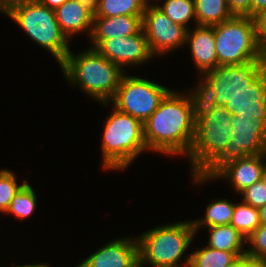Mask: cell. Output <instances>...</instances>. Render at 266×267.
<instances>
[{
    "mask_svg": "<svg viewBox=\"0 0 266 267\" xmlns=\"http://www.w3.org/2000/svg\"><path fill=\"white\" fill-rule=\"evenodd\" d=\"M186 94L171 89L144 122L148 151L168 156L188 155L194 139L195 121L192 103Z\"/></svg>",
    "mask_w": 266,
    "mask_h": 267,
    "instance_id": "1",
    "label": "cell"
},
{
    "mask_svg": "<svg viewBox=\"0 0 266 267\" xmlns=\"http://www.w3.org/2000/svg\"><path fill=\"white\" fill-rule=\"evenodd\" d=\"M60 67L67 82L104 106L110 104L124 75V70L92 47L78 55L69 51Z\"/></svg>",
    "mask_w": 266,
    "mask_h": 267,
    "instance_id": "2",
    "label": "cell"
},
{
    "mask_svg": "<svg viewBox=\"0 0 266 267\" xmlns=\"http://www.w3.org/2000/svg\"><path fill=\"white\" fill-rule=\"evenodd\" d=\"M101 137L103 169L125 170L144 151V123L113 107Z\"/></svg>",
    "mask_w": 266,
    "mask_h": 267,
    "instance_id": "3",
    "label": "cell"
},
{
    "mask_svg": "<svg viewBox=\"0 0 266 267\" xmlns=\"http://www.w3.org/2000/svg\"><path fill=\"white\" fill-rule=\"evenodd\" d=\"M196 234L192 220L152 228L137 237L139 260L151 267H179ZM179 261V262H178Z\"/></svg>",
    "mask_w": 266,
    "mask_h": 267,
    "instance_id": "4",
    "label": "cell"
},
{
    "mask_svg": "<svg viewBox=\"0 0 266 267\" xmlns=\"http://www.w3.org/2000/svg\"><path fill=\"white\" fill-rule=\"evenodd\" d=\"M232 114L225 106L195 122V134L187 157L192 175H201L226 149L232 139Z\"/></svg>",
    "mask_w": 266,
    "mask_h": 267,
    "instance_id": "5",
    "label": "cell"
},
{
    "mask_svg": "<svg viewBox=\"0 0 266 267\" xmlns=\"http://www.w3.org/2000/svg\"><path fill=\"white\" fill-rule=\"evenodd\" d=\"M25 33L47 49L60 64L70 51L69 40L62 33L55 10L37 0L14 8L8 15Z\"/></svg>",
    "mask_w": 266,
    "mask_h": 267,
    "instance_id": "6",
    "label": "cell"
},
{
    "mask_svg": "<svg viewBox=\"0 0 266 267\" xmlns=\"http://www.w3.org/2000/svg\"><path fill=\"white\" fill-rule=\"evenodd\" d=\"M218 65H238L260 57L255 19L234 16L213 25Z\"/></svg>",
    "mask_w": 266,
    "mask_h": 267,
    "instance_id": "7",
    "label": "cell"
},
{
    "mask_svg": "<svg viewBox=\"0 0 266 267\" xmlns=\"http://www.w3.org/2000/svg\"><path fill=\"white\" fill-rule=\"evenodd\" d=\"M202 77L214 88L217 106H225L239 93L266 92V64L262 59L238 65H217Z\"/></svg>",
    "mask_w": 266,
    "mask_h": 267,
    "instance_id": "8",
    "label": "cell"
},
{
    "mask_svg": "<svg viewBox=\"0 0 266 267\" xmlns=\"http://www.w3.org/2000/svg\"><path fill=\"white\" fill-rule=\"evenodd\" d=\"M232 139L224 152L201 174L210 178L226 163L266 153V123L255 116L232 115Z\"/></svg>",
    "mask_w": 266,
    "mask_h": 267,
    "instance_id": "9",
    "label": "cell"
},
{
    "mask_svg": "<svg viewBox=\"0 0 266 267\" xmlns=\"http://www.w3.org/2000/svg\"><path fill=\"white\" fill-rule=\"evenodd\" d=\"M171 89L148 78L124 74L110 101L117 110L145 122Z\"/></svg>",
    "mask_w": 266,
    "mask_h": 267,
    "instance_id": "10",
    "label": "cell"
},
{
    "mask_svg": "<svg viewBox=\"0 0 266 267\" xmlns=\"http://www.w3.org/2000/svg\"><path fill=\"white\" fill-rule=\"evenodd\" d=\"M152 2L147 4L142 17V29L151 53L156 57V55H165L177 48H183L187 29L174 23L154 1Z\"/></svg>",
    "mask_w": 266,
    "mask_h": 267,
    "instance_id": "11",
    "label": "cell"
},
{
    "mask_svg": "<svg viewBox=\"0 0 266 267\" xmlns=\"http://www.w3.org/2000/svg\"><path fill=\"white\" fill-rule=\"evenodd\" d=\"M92 48L108 60L118 65L122 70L124 66L142 65L155 57L149 48L145 33L141 28L136 34L127 37H113L105 40H91Z\"/></svg>",
    "mask_w": 266,
    "mask_h": 267,
    "instance_id": "12",
    "label": "cell"
},
{
    "mask_svg": "<svg viewBox=\"0 0 266 267\" xmlns=\"http://www.w3.org/2000/svg\"><path fill=\"white\" fill-rule=\"evenodd\" d=\"M266 157L265 154L248 155L244 158L232 160L223 165L212 177L205 178L201 175H192L194 182L205 183L212 179H226L232 183L237 194L244 191L247 187L266 176Z\"/></svg>",
    "mask_w": 266,
    "mask_h": 267,
    "instance_id": "13",
    "label": "cell"
},
{
    "mask_svg": "<svg viewBox=\"0 0 266 267\" xmlns=\"http://www.w3.org/2000/svg\"><path fill=\"white\" fill-rule=\"evenodd\" d=\"M139 260L137 237L112 240L79 263L81 267H131Z\"/></svg>",
    "mask_w": 266,
    "mask_h": 267,
    "instance_id": "14",
    "label": "cell"
},
{
    "mask_svg": "<svg viewBox=\"0 0 266 267\" xmlns=\"http://www.w3.org/2000/svg\"><path fill=\"white\" fill-rule=\"evenodd\" d=\"M192 30V31H191ZM185 45H189L199 77L218 65L213 26L196 25L186 32Z\"/></svg>",
    "mask_w": 266,
    "mask_h": 267,
    "instance_id": "15",
    "label": "cell"
},
{
    "mask_svg": "<svg viewBox=\"0 0 266 267\" xmlns=\"http://www.w3.org/2000/svg\"><path fill=\"white\" fill-rule=\"evenodd\" d=\"M143 16L93 17L90 40H105L115 37H127L136 34L142 28Z\"/></svg>",
    "mask_w": 266,
    "mask_h": 267,
    "instance_id": "16",
    "label": "cell"
},
{
    "mask_svg": "<svg viewBox=\"0 0 266 267\" xmlns=\"http://www.w3.org/2000/svg\"><path fill=\"white\" fill-rule=\"evenodd\" d=\"M57 22L62 33L69 40L77 33L92 32L93 16L75 0H67L55 10Z\"/></svg>",
    "mask_w": 266,
    "mask_h": 267,
    "instance_id": "17",
    "label": "cell"
},
{
    "mask_svg": "<svg viewBox=\"0 0 266 267\" xmlns=\"http://www.w3.org/2000/svg\"><path fill=\"white\" fill-rule=\"evenodd\" d=\"M225 107L232 115L255 116L266 123V92L236 94Z\"/></svg>",
    "mask_w": 266,
    "mask_h": 267,
    "instance_id": "18",
    "label": "cell"
},
{
    "mask_svg": "<svg viewBox=\"0 0 266 267\" xmlns=\"http://www.w3.org/2000/svg\"><path fill=\"white\" fill-rule=\"evenodd\" d=\"M209 229L208 244L210 248L233 253H246V238L231 224L206 227Z\"/></svg>",
    "mask_w": 266,
    "mask_h": 267,
    "instance_id": "19",
    "label": "cell"
},
{
    "mask_svg": "<svg viewBox=\"0 0 266 267\" xmlns=\"http://www.w3.org/2000/svg\"><path fill=\"white\" fill-rule=\"evenodd\" d=\"M194 4L196 25L213 26L234 17L227 0H194Z\"/></svg>",
    "mask_w": 266,
    "mask_h": 267,
    "instance_id": "20",
    "label": "cell"
},
{
    "mask_svg": "<svg viewBox=\"0 0 266 267\" xmlns=\"http://www.w3.org/2000/svg\"><path fill=\"white\" fill-rule=\"evenodd\" d=\"M234 209L235 203L228 201V199H212L211 203L206 207L204 218L192 219L196 234L200 228L230 224Z\"/></svg>",
    "mask_w": 266,
    "mask_h": 267,
    "instance_id": "21",
    "label": "cell"
},
{
    "mask_svg": "<svg viewBox=\"0 0 266 267\" xmlns=\"http://www.w3.org/2000/svg\"><path fill=\"white\" fill-rule=\"evenodd\" d=\"M199 79L201 80L197 84V88L187 92L192 103L193 118L195 122L212 113L217 106V95L214 88L202 76Z\"/></svg>",
    "mask_w": 266,
    "mask_h": 267,
    "instance_id": "22",
    "label": "cell"
},
{
    "mask_svg": "<svg viewBox=\"0 0 266 267\" xmlns=\"http://www.w3.org/2000/svg\"><path fill=\"white\" fill-rule=\"evenodd\" d=\"M150 0H100L99 10L94 17L143 16Z\"/></svg>",
    "mask_w": 266,
    "mask_h": 267,
    "instance_id": "23",
    "label": "cell"
},
{
    "mask_svg": "<svg viewBox=\"0 0 266 267\" xmlns=\"http://www.w3.org/2000/svg\"><path fill=\"white\" fill-rule=\"evenodd\" d=\"M246 253H233L205 246L191 253V267H226Z\"/></svg>",
    "mask_w": 266,
    "mask_h": 267,
    "instance_id": "24",
    "label": "cell"
},
{
    "mask_svg": "<svg viewBox=\"0 0 266 267\" xmlns=\"http://www.w3.org/2000/svg\"><path fill=\"white\" fill-rule=\"evenodd\" d=\"M159 1H163V5L155 3L156 6L174 23L188 30V22L191 20L196 22L194 0H155V2Z\"/></svg>",
    "mask_w": 266,
    "mask_h": 267,
    "instance_id": "25",
    "label": "cell"
},
{
    "mask_svg": "<svg viewBox=\"0 0 266 267\" xmlns=\"http://www.w3.org/2000/svg\"><path fill=\"white\" fill-rule=\"evenodd\" d=\"M245 238L249 237L260 225L259 209L244 203H235V209L230 223Z\"/></svg>",
    "mask_w": 266,
    "mask_h": 267,
    "instance_id": "26",
    "label": "cell"
},
{
    "mask_svg": "<svg viewBox=\"0 0 266 267\" xmlns=\"http://www.w3.org/2000/svg\"><path fill=\"white\" fill-rule=\"evenodd\" d=\"M37 206V196L31 185L27 182L14 196L6 214H12L17 219H26L33 214Z\"/></svg>",
    "mask_w": 266,
    "mask_h": 267,
    "instance_id": "27",
    "label": "cell"
},
{
    "mask_svg": "<svg viewBox=\"0 0 266 267\" xmlns=\"http://www.w3.org/2000/svg\"><path fill=\"white\" fill-rule=\"evenodd\" d=\"M28 182L24 180L20 185L13 171L5 169L0 174V212L6 213L14 196Z\"/></svg>",
    "mask_w": 266,
    "mask_h": 267,
    "instance_id": "28",
    "label": "cell"
},
{
    "mask_svg": "<svg viewBox=\"0 0 266 267\" xmlns=\"http://www.w3.org/2000/svg\"><path fill=\"white\" fill-rule=\"evenodd\" d=\"M250 245L246 254L252 259L266 261V225L260 224L254 232L246 238Z\"/></svg>",
    "mask_w": 266,
    "mask_h": 267,
    "instance_id": "29",
    "label": "cell"
},
{
    "mask_svg": "<svg viewBox=\"0 0 266 267\" xmlns=\"http://www.w3.org/2000/svg\"><path fill=\"white\" fill-rule=\"evenodd\" d=\"M240 194L242 195L241 200L244 203L260 209L266 204V176L247 187Z\"/></svg>",
    "mask_w": 266,
    "mask_h": 267,
    "instance_id": "30",
    "label": "cell"
},
{
    "mask_svg": "<svg viewBox=\"0 0 266 267\" xmlns=\"http://www.w3.org/2000/svg\"><path fill=\"white\" fill-rule=\"evenodd\" d=\"M256 23L257 47L263 62L266 64V12L254 18Z\"/></svg>",
    "mask_w": 266,
    "mask_h": 267,
    "instance_id": "31",
    "label": "cell"
},
{
    "mask_svg": "<svg viewBox=\"0 0 266 267\" xmlns=\"http://www.w3.org/2000/svg\"><path fill=\"white\" fill-rule=\"evenodd\" d=\"M227 4L234 16L251 17V0H227Z\"/></svg>",
    "mask_w": 266,
    "mask_h": 267,
    "instance_id": "32",
    "label": "cell"
},
{
    "mask_svg": "<svg viewBox=\"0 0 266 267\" xmlns=\"http://www.w3.org/2000/svg\"><path fill=\"white\" fill-rule=\"evenodd\" d=\"M36 0H0V12L8 15L14 8Z\"/></svg>",
    "mask_w": 266,
    "mask_h": 267,
    "instance_id": "33",
    "label": "cell"
},
{
    "mask_svg": "<svg viewBox=\"0 0 266 267\" xmlns=\"http://www.w3.org/2000/svg\"><path fill=\"white\" fill-rule=\"evenodd\" d=\"M82 5L93 17L97 15L100 0H75Z\"/></svg>",
    "mask_w": 266,
    "mask_h": 267,
    "instance_id": "34",
    "label": "cell"
},
{
    "mask_svg": "<svg viewBox=\"0 0 266 267\" xmlns=\"http://www.w3.org/2000/svg\"><path fill=\"white\" fill-rule=\"evenodd\" d=\"M241 267H266V261L252 259L247 254L241 255Z\"/></svg>",
    "mask_w": 266,
    "mask_h": 267,
    "instance_id": "35",
    "label": "cell"
},
{
    "mask_svg": "<svg viewBox=\"0 0 266 267\" xmlns=\"http://www.w3.org/2000/svg\"><path fill=\"white\" fill-rule=\"evenodd\" d=\"M266 12V0H251V18Z\"/></svg>",
    "mask_w": 266,
    "mask_h": 267,
    "instance_id": "36",
    "label": "cell"
},
{
    "mask_svg": "<svg viewBox=\"0 0 266 267\" xmlns=\"http://www.w3.org/2000/svg\"><path fill=\"white\" fill-rule=\"evenodd\" d=\"M42 5L47 6L49 9L56 10L62 6L67 0H37Z\"/></svg>",
    "mask_w": 266,
    "mask_h": 267,
    "instance_id": "37",
    "label": "cell"
},
{
    "mask_svg": "<svg viewBox=\"0 0 266 267\" xmlns=\"http://www.w3.org/2000/svg\"><path fill=\"white\" fill-rule=\"evenodd\" d=\"M260 224L266 225V204L259 209Z\"/></svg>",
    "mask_w": 266,
    "mask_h": 267,
    "instance_id": "38",
    "label": "cell"
},
{
    "mask_svg": "<svg viewBox=\"0 0 266 267\" xmlns=\"http://www.w3.org/2000/svg\"><path fill=\"white\" fill-rule=\"evenodd\" d=\"M11 267H51L50 265L48 264H43V263H40V264H26V265H19V266H11Z\"/></svg>",
    "mask_w": 266,
    "mask_h": 267,
    "instance_id": "39",
    "label": "cell"
},
{
    "mask_svg": "<svg viewBox=\"0 0 266 267\" xmlns=\"http://www.w3.org/2000/svg\"><path fill=\"white\" fill-rule=\"evenodd\" d=\"M226 267H241V256H239L236 260H234Z\"/></svg>",
    "mask_w": 266,
    "mask_h": 267,
    "instance_id": "40",
    "label": "cell"
},
{
    "mask_svg": "<svg viewBox=\"0 0 266 267\" xmlns=\"http://www.w3.org/2000/svg\"><path fill=\"white\" fill-rule=\"evenodd\" d=\"M186 258V260H185V262L183 263L182 262V264L184 265V266H179V267H191L190 266V260H191V254H189L187 257H185Z\"/></svg>",
    "mask_w": 266,
    "mask_h": 267,
    "instance_id": "41",
    "label": "cell"
},
{
    "mask_svg": "<svg viewBox=\"0 0 266 267\" xmlns=\"http://www.w3.org/2000/svg\"><path fill=\"white\" fill-rule=\"evenodd\" d=\"M144 265L142 264V262L140 260H138L133 266L131 267H143Z\"/></svg>",
    "mask_w": 266,
    "mask_h": 267,
    "instance_id": "42",
    "label": "cell"
}]
</instances>
